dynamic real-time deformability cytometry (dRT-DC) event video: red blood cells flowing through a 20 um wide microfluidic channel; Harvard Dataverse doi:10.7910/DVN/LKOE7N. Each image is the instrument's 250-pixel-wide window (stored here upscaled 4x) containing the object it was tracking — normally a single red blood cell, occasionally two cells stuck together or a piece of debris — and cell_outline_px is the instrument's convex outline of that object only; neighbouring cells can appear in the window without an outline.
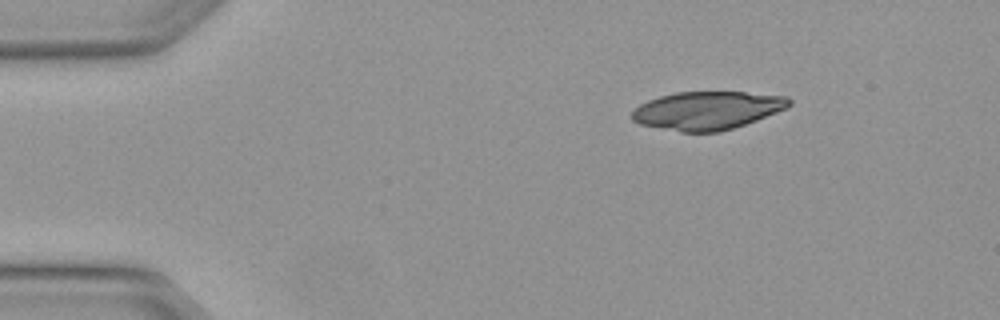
{"species": "Egyptian fruit bat (a non-hibernating species)", "species_latin": "Rousettus aegyptiacus", "temperature_condition": "warm", "stored_images_in_passage": 3, "camera_frame_rate_fps": 3000, "um_per_image_px": 0.085, "animal": {"sex": "female"}, "frame": {"image": 1, "passage_image": 1, "time_ms": 0.0, "image_size_px": [1000, 320], "cell_outline_px": [[792, 104], [788, 108], [756, 120], [720, 132], [680, 132], [640, 124], [632, 120], [632, 112], [640, 104], [648, 100], [660, 96], [676, 92], [744, 92], [788, 96], [792, 100]], "centroid_in_image_um": [60.14, 9.38], "position_along_channel_um": 24.9, "area_um2": 34.97}}